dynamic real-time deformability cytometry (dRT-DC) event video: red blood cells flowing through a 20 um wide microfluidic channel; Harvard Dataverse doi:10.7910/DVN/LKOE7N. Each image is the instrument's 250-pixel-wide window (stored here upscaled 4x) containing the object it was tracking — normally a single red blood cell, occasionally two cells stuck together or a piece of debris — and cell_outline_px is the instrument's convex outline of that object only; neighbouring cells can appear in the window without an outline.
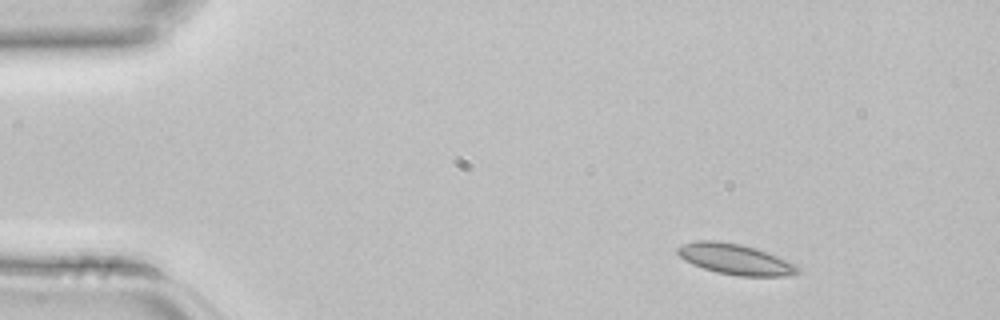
{"species": "common noctule bat (a hibernating species)", "species_latin": "Nyctalus noctula", "temperature_condition": "room temperature", "stored_images_in_passage": 3, "camera_frame_rate_fps": 3000, "um_per_image_px": 0.085, "animal": {"sex": "female", "body_mass_g": 22.7, "forearm_length_mm": 54.2}, "frame": {"image": 1, "passage_image": 1, "time_ms": 0.0, "image_size_px": [1000, 320], "cell_outline_px": [[800, 272], [792, 276], [740, 276], [716, 272], [692, 264], [684, 260], [676, 252], [676, 248], [684, 244], [696, 240], [716, 240], [740, 244], [756, 248], [796, 264], [800, 268]], "centroid_in_image_um": [62.51, 22.03], "position_along_channel_um": 22.5, "area_um2": 21.5}}